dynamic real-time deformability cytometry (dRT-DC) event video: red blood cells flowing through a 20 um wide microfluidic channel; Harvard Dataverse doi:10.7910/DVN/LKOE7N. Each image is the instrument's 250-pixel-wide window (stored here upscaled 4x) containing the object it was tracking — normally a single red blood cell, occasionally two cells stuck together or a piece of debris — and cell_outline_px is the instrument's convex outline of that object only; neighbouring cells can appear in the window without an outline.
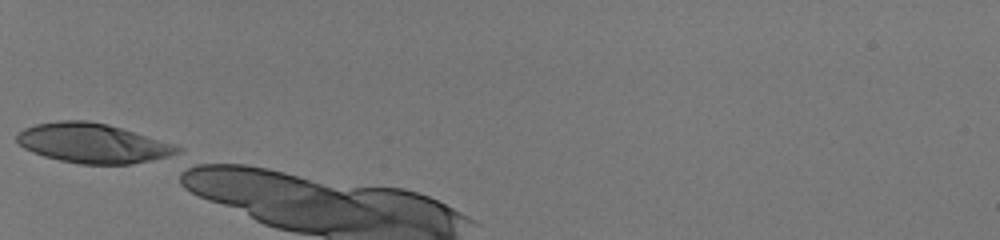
{"species": "human", "species_latin": "Homo sapiens", "temperature_condition": "room temperature", "stored_images_in_passage": 7, "camera_frame_rate_fps": 3000, "um_per_image_px": 0.085, "donor": {"sex": "male"}, "frame": {"image": 1, "passage_image": 1, "time_ms": 0.0, "image_size_px": [1000, 240], "cell_outline_px": [[184, 148], [180, 152], [168, 156], [152, 160], [132, 164], [80, 164], [60, 160], [44, 156], [32, 152], [24, 148], [16, 140], [16, 136], [24, 128], [36, 124], [60, 120], [84, 120], [108, 124], [172, 144]], "centroid_in_image_um": [7.86, 12.18], "position_along_channel_um": 77.1, "area_um2": 36.7}}
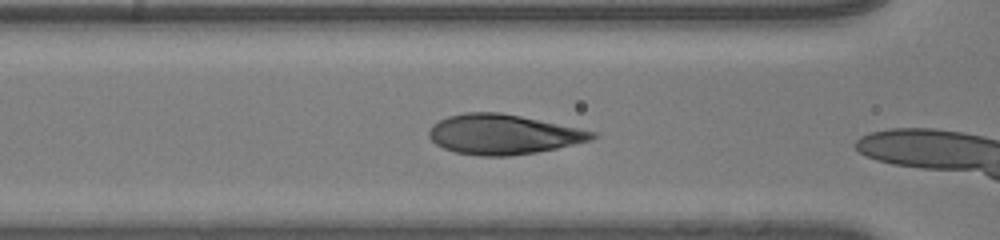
{"frame": {"image": 2, "passage_image": 5, "time_ms": 1.333, "image_size_px": [1000, 240], "cell_outline_px": [[600, 136], [592, 140], [556, 148], [536, 152], [508, 156], [480, 156], [456, 152], [444, 148], [436, 144], [428, 136], [428, 132], [432, 124], [448, 116], [464, 112], [500, 112], [520, 116], [596, 132]], "centroid_in_image_um": [42.75, 11.42], "position_along_channel_um": 123.9, "area_um2": 37.74}}